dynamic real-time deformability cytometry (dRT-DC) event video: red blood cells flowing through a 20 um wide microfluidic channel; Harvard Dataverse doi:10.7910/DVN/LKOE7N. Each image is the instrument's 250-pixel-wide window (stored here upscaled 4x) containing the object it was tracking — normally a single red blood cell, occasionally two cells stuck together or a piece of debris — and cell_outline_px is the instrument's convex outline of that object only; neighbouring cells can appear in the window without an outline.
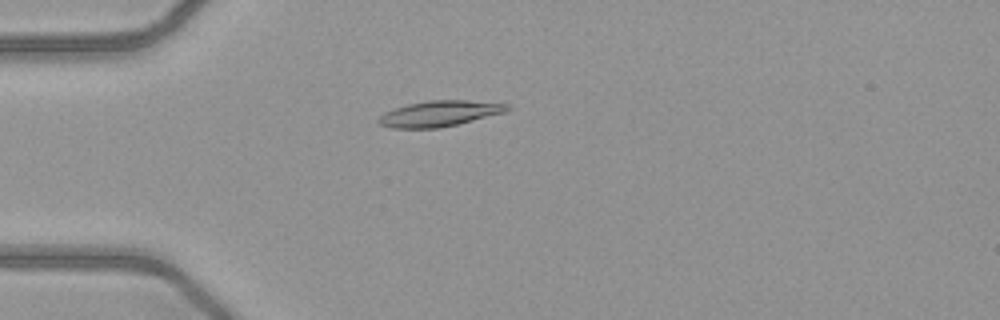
{"species": "common noctule bat (a hibernating species)", "species_latin": "Nyctalus noctula", "temperature_condition": "warm", "stored_images_in_passage": 44, "camera_frame_rate_fps": 3000, "um_per_image_px": 0.085, "animal": {"sex": "female", "body_mass_g": 21.9}, "frame": {"image": 1, "passage_image": 7, "time_ms": 2.0, "image_size_px": [1000, 320], "cell_outline_px": [[512, 108], [504, 112], [440, 128], [392, 128], [380, 124], [376, 120], [384, 112], [408, 104], [428, 100], [468, 100], [512, 104]], "centroid_in_image_um": [37.37, 9.64], "position_along_channel_um": 47.6, "area_um2": 19.19}}
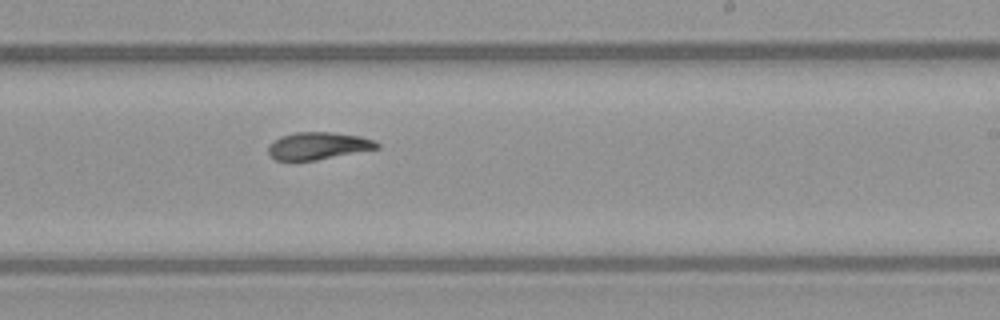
{"frame": {"image": 2, "passage_image": 24, "time_ms": 7.667, "image_size_px": [1000, 320], "cell_outline_px": [[380, 148], [316, 160], [276, 160], [268, 152], [268, 144], [280, 136], [296, 132], [332, 132], [360, 136], [376, 140], [380, 144]], "centroid_in_image_um": [27.06, 12.38], "position_along_channel_um": 261.9, "area_um2": 17.34}}
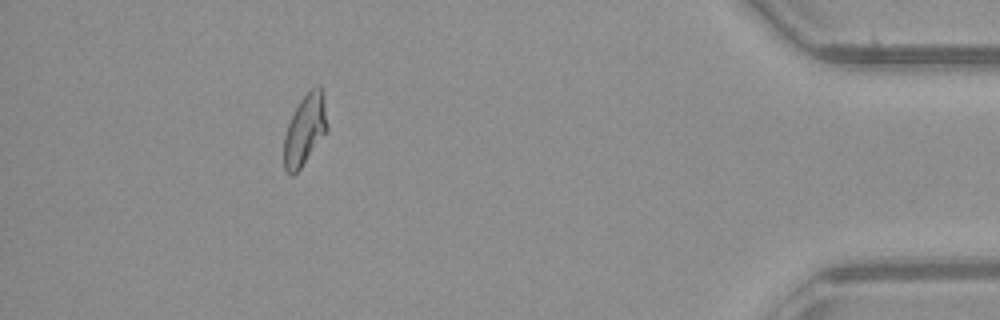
{"frame": {"image": 3, "passage_image": 39, "time_ms": 12.667, "image_size_px": [1000, 320], "cell_outline_px": [[328, 132], [300, 168], [292, 176], [284, 168], [284, 136], [288, 124], [300, 100], [316, 84], [320, 84], [324, 100], [328, 124]], "centroid_in_image_um": [25.94, 11.03], "position_along_channel_um": 409.3, "area_um2": 17.8}, "authors_computed_cell_mechanics": {"area_um2": 18.3226, "velocity_mm_per_s": 4.071, "shape_relaxation_time_tau1_ms": 7.2794, "shape_relaxation_time_tau2_ms": 2.8108, "deformation_change_tau1": 0.1924, "deformation_change_tau2": 0.0792}}